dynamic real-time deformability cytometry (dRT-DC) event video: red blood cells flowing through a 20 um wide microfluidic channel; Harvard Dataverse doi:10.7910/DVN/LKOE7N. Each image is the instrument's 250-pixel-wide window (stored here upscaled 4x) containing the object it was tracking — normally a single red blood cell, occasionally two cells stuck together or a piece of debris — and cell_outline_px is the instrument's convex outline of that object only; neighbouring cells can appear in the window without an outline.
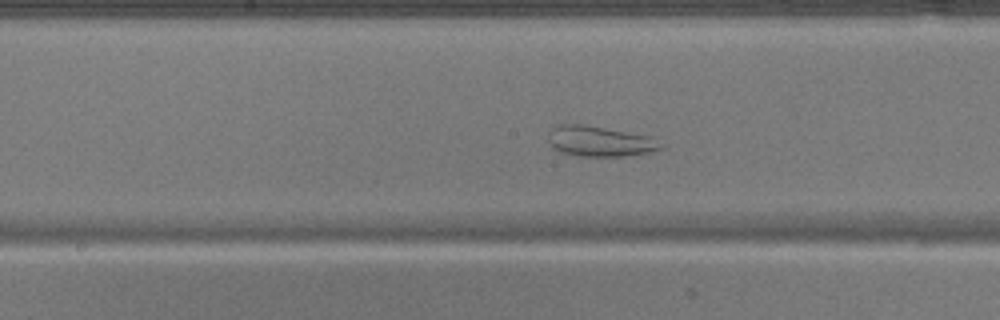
{"species": "common noctule bat (a hibernating species)", "species_latin": "Nyctalus noctula", "temperature_condition": "warm", "stored_images_in_passage": 48, "camera_frame_rate_fps": 3000, "um_per_image_px": 0.085, "animal": {"sex": "male", "body_mass_g": 17.9}, "frame": {"image": 1, "passage_image": 24, "time_ms": 7.667, "image_size_px": [1000, 320], "cell_outline_px": [[668, 144], [664, 148], [648, 152], [624, 156], [576, 156], [560, 152], [552, 148], [548, 140], [548, 132], [552, 128], [560, 124], [584, 124], [648, 136]], "centroid_in_image_um": [50.98, 12.01], "position_along_channel_um": 197.2, "area_um2": 20.11}}
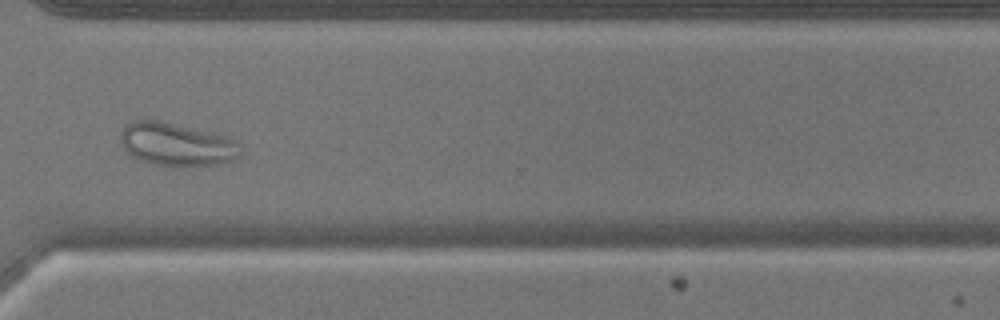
{"frame": {"image": 2, "passage_image": 36, "time_ms": 11.667, "image_size_px": [1000, 320], "cell_outline_px": [[240, 156], [232, 160], [220, 164], [156, 164], [140, 160], [132, 156], [120, 144], [120, 132], [124, 124], [132, 120], [160, 120], [212, 132], [224, 136], [240, 144]], "centroid_in_image_um": [14.96, 12.22], "position_along_channel_um": 355.6, "area_um2": 29.71}}
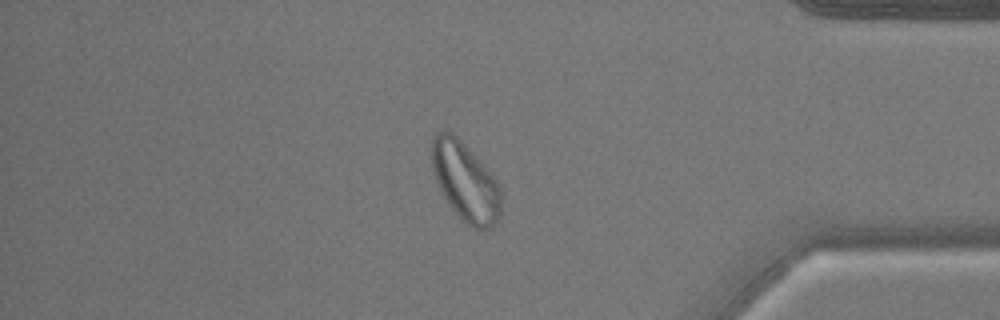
{"frame": {"image": 3, "passage_image": 41, "time_ms": 13.333, "image_size_px": [1000, 320], "cell_outline_px": [[500, 220], [492, 228], [472, 228], [448, 204], [436, 180], [432, 168], [432, 136], [436, 132], [444, 128], [452, 132], [460, 140], [492, 176], [500, 188]], "centroid_in_image_um": [39.53, 15.43], "position_along_channel_um": 395.7, "area_um2": 31.21}}